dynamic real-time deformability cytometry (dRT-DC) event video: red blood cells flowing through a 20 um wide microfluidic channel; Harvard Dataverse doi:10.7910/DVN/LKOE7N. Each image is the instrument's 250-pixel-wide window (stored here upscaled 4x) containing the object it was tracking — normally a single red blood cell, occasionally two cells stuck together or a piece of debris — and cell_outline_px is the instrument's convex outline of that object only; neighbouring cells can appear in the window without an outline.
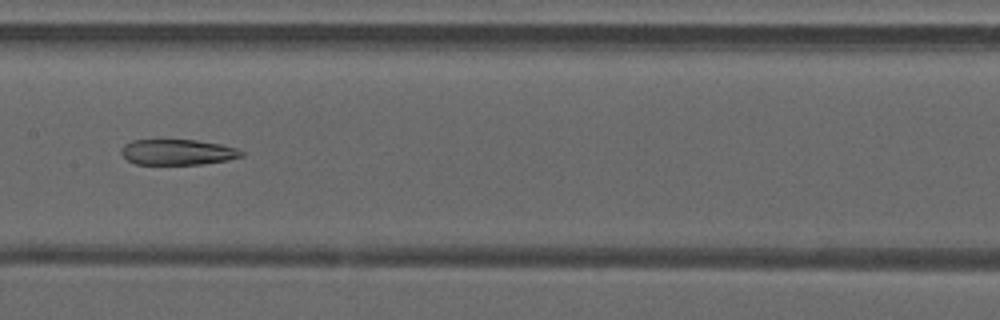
{"species": "common noctule bat (a hibernating species)", "species_latin": "Nyctalus noctula", "temperature_condition": "warm", "stored_images_in_passage": 36, "camera_frame_rate_fps": 3000, "um_per_image_px": 0.085, "animal": {"sex": "male", "forearm_length_mm": 52.5}, "frame": {"image": 1, "passage_image": 12, "time_ms": 3.667, "image_size_px": [1000, 320], "cell_outline_px": [[244, 156], [228, 160], [200, 164], [136, 164], [128, 160], [120, 152], [124, 144], [132, 140], [196, 140], [220, 144], [236, 148], [244, 152]], "centroid_in_image_um": [15.11, 12.93], "position_along_channel_um": 192.3, "area_um2": 17.86}}
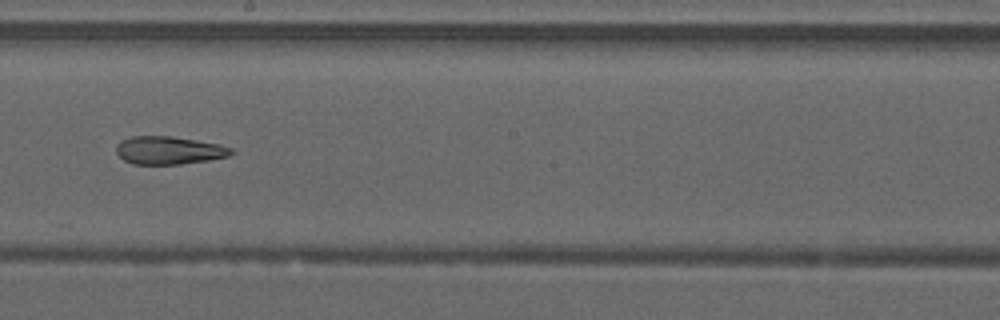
{"frame": {"image": 2, "passage_image": 15, "time_ms": 4.667, "image_size_px": [1000, 320], "cell_outline_px": [[236, 152], [228, 156], [208, 160], [180, 164], [132, 164], [124, 160], [116, 152], [116, 144], [120, 140], [132, 136], [172, 136], [220, 144], [232, 148]], "centroid_in_image_um": [14.36, 12.77], "position_along_channel_um": 233.8, "area_um2": 18.84}}
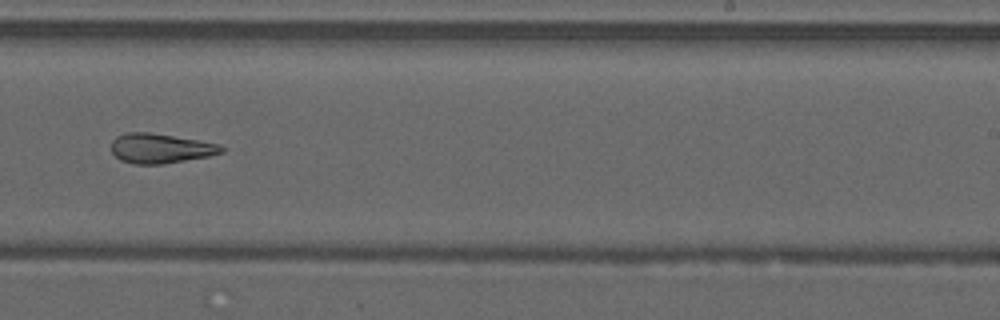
{"frame": {"image": 3, "passage_image": 18, "time_ms": 5.667, "image_size_px": [1000, 320], "cell_outline_px": [[228, 148], [224, 152], [208, 156], [160, 164], [132, 164], [120, 160], [112, 152], [112, 140], [116, 136], [128, 132], [148, 132], [220, 144]], "centroid_in_image_um": [13.64, 12.61], "position_along_channel_um": 275.4, "area_um2": 18.96}, "authors_computed_cell_mechanics": {"area_um2": 19.8543, "velocity_mm_per_s": 4.1671, "shape_relaxation_time_tau1_ms": null, "shape_relaxation_time_tau2_ms": 3.6012, "deformation_change_tau1": null, "deformation_change_tau2": 0.1394}}